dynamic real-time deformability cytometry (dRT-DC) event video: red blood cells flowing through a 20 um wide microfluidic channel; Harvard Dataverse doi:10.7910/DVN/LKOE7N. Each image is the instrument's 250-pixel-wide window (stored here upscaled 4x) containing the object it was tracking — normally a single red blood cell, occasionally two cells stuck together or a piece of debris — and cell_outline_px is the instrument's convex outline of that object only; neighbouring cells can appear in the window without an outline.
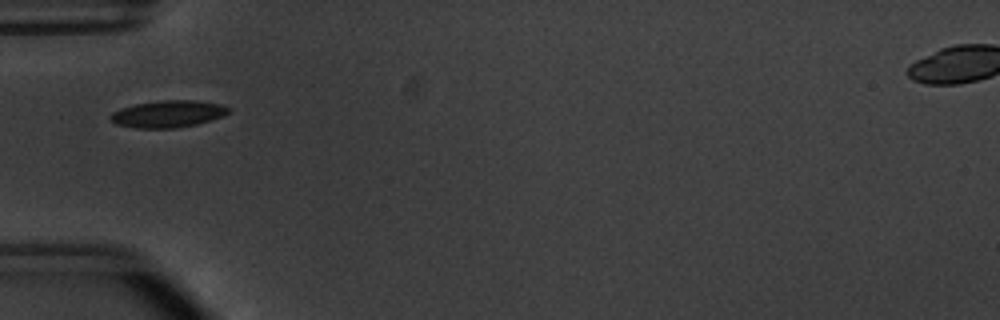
{"species": "common noctule bat (a hibernating species)", "species_latin": "Nyctalus noctula", "temperature_condition": "warm", "stored_images_in_passage": 37, "camera_frame_rate_fps": 3000, "um_per_image_px": 0.085, "animal": {"sex": "male", "body_mass_g": 20.1, "forearm_length_mm": 53.5}, "frame": {"image": 1, "passage_image": 1, "time_ms": 0.0, "image_size_px": [1000, 320], "cell_outline_px": [[232, 108], [228, 112], [212, 120], [196, 124], [176, 128], [136, 128], [116, 124], [108, 116], [112, 112], [120, 108], [136, 104], [160, 100], [196, 100], [220, 104]], "centroid_in_image_um": [14.26, 9.68], "position_along_channel_um": 70.7, "area_um2": 18.55}}
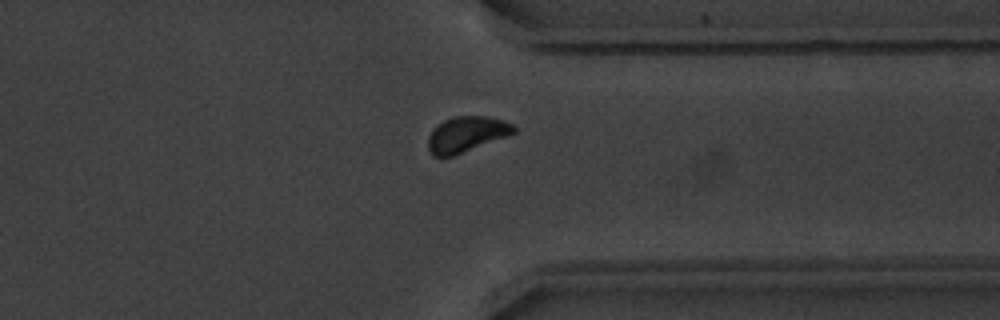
{"frame": {"image": 2, "passage_image": 25, "time_ms": 8.0, "image_size_px": [1000, 320], "cell_outline_px": [[516, 132], [508, 136], [452, 156], [432, 156], [428, 152], [428, 136], [432, 128], [436, 124], [452, 116], [488, 116], [512, 124], [516, 128]], "centroid_in_image_um": [39.6, 11.41], "position_along_channel_um": 371.8, "area_um2": 17.86}}
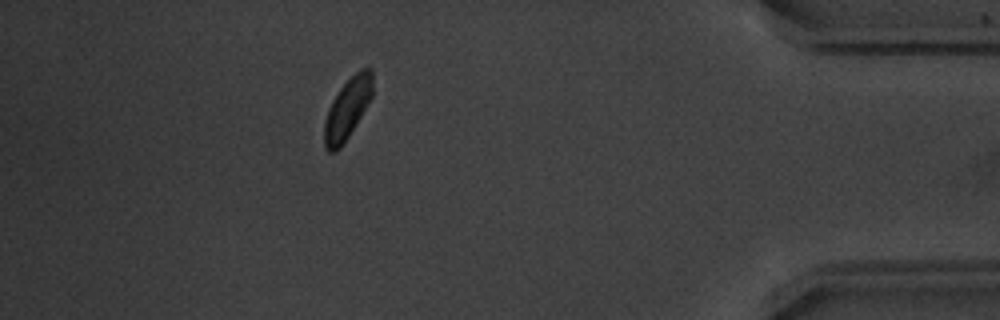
{"frame": {"image": 3, "passage_image": 31, "time_ms": 10.0, "image_size_px": [1000, 320], "cell_outline_px": [[372, 96], [348, 136], [340, 148], [336, 152], [328, 152], [324, 148], [324, 120], [328, 108], [332, 100], [340, 88], [360, 68], [372, 68]], "centroid_in_image_um": [29.5, 9.25], "position_along_channel_um": 405.7, "area_um2": 16.88}, "authors_computed_cell_mechanics": {"area_um2": 17.8602, "velocity_mm_per_s": 3.7718, "shape_relaxation_time_tau1_ms": 2.8714, "shape_relaxation_time_tau2_ms": 8.5133, "deformation_change_tau1": 0.1186, "deformation_change_tau2": 0.0819}}